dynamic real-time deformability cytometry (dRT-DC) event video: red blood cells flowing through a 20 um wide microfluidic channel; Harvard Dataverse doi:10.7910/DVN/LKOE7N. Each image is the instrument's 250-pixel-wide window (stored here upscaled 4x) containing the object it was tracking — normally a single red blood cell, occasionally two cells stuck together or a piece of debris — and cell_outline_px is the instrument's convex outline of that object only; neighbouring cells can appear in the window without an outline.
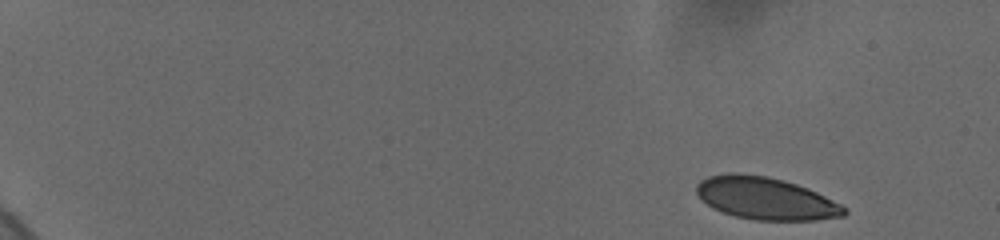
{"species": "human", "species_latin": "Homo sapiens", "temperature_condition": "cold", "stored_images_in_passage": 82, "camera_frame_rate_fps": 3000, "um_per_image_px": 0.085, "donor": {"sex": "female"}, "frame": {"image": 1, "passage_image": 1, "time_ms": 0.0, "image_size_px": [1000, 240], "cell_outline_px": [[848, 212], [844, 216], [816, 220], [756, 220], [736, 216], [712, 208], [696, 192], [696, 184], [700, 180], [708, 176], [728, 172], [736, 172], [768, 176], [784, 180], [808, 188], [848, 208]], "centroid_in_image_um": [65.09, 16.85], "position_along_channel_um": 19.9, "area_um2": 36.47}}
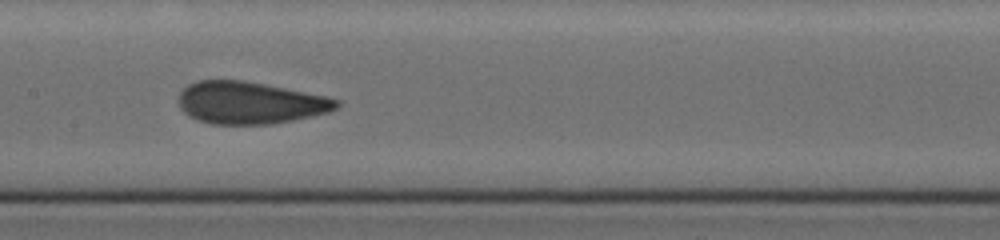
{"frame": {"image": 2, "passage_image": 42, "time_ms": 9.0, "image_size_px": [1000, 240], "cell_outline_px": [[340, 104], [336, 108], [328, 112], [292, 120], [272, 124], [212, 124], [196, 120], [188, 116], [180, 108], [180, 92], [188, 84], [200, 80], [244, 80], [328, 96], [340, 100]], "centroid_in_image_um": [21.25, 8.73], "position_along_channel_um": 186.2, "area_um2": 38.84}}
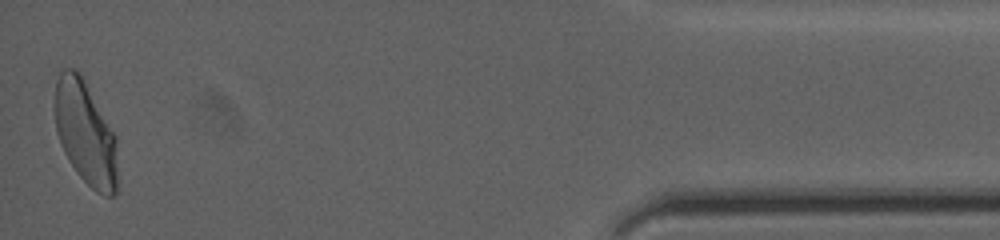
{"frame": {"image": 3, "passage_image": 82, "time_ms": 17.333, "image_size_px": [1000, 240], "cell_outline_px": [[116, 192], [112, 196], [104, 196], [96, 192], [76, 172], [68, 160], [60, 144], [56, 132], [56, 80], [60, 72], [64, 68], [72, 68], [80, 72], [116, 136]], "centroid_in_image_um": [7.26, 11.31], "position_along_channel_um": 427.9, "area_um2": 37.57}, "authors_computed_cell_mechanics": {"area_um2": 38.2636, "velocity_mm_per_s": 3.6574, "shape_relaxation_time_tau1_ms": 6.9271, "shape_relaxation_time_tau2_ms": null, "deformation_change_tau1": 0.1576, "deformation_change_tau2": null}}